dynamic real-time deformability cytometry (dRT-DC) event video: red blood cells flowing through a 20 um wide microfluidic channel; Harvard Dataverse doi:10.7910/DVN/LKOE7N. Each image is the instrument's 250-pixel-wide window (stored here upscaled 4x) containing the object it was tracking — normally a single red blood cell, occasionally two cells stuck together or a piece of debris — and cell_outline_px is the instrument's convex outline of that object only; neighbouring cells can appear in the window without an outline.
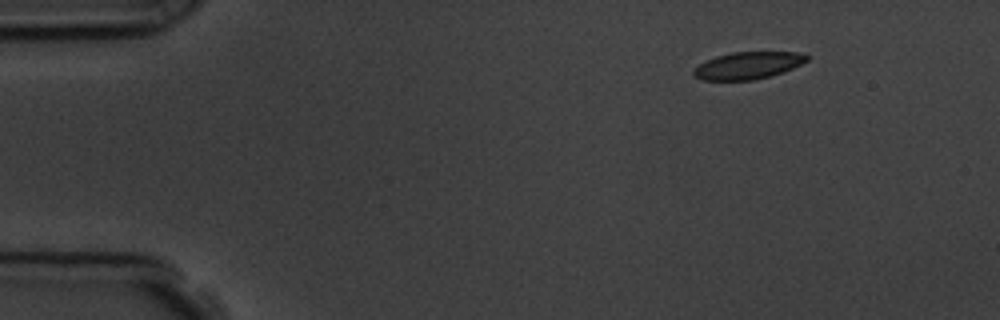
{"species": "common noctule bat (a hibernating species)", "species_latin": "Nyctalus noctula", "temperature_condition": "room temperature", "stored_images_in_passage": 51, "camera_frame_rate_fps": 3000, "um_per_image_px": 0.085, "animal": {"sex": "male", "body_mass_g": 19.5, "forearm_length_mm": 54.6}, "frame": {"image": 1, "passage_image": 1, "time_ms": 0.0, "image_size_px": [1000, 320], "cell_outline_px": [[808, 60], [784, 72], [752, 80], [704, 80], [692, 76], [692, 72], [700, 64], [716, 56], [732, 52], [796, 52], [808, 56]], "centroid_in_image_um": [63.56, 5.57], "position_along_channel_um": 21.4, "area_um2": 17.69}}
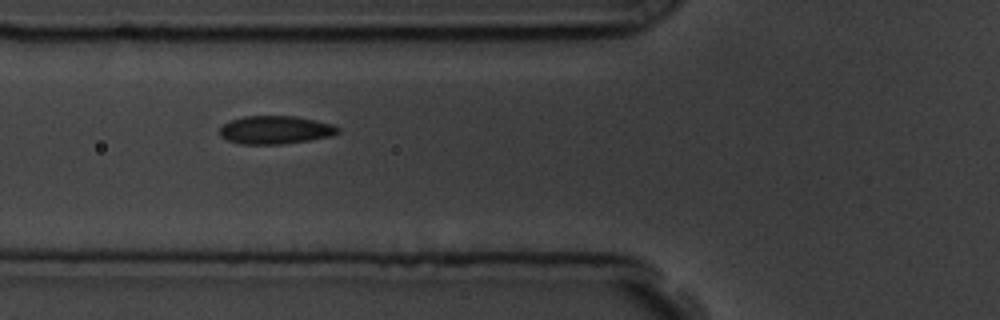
{"frame": {"image": 2, "passage_image": 15, "time_ms": 4.667, "image_size_px": [1000, 320], "cell_outline_px": [[340, 132], [332, 136], [308, 140], [280, 144], [240, 144], [228, 140], [220, 136], [220, 128], [224, 124], [232, 120], [244, 116], [296, 116], [316, 120], [332, 124], [340, 128]], "centroid_in_image_um": [23.43, 11.04], "position_along_channel_um": 102.4, "area_um2": 19.36}}
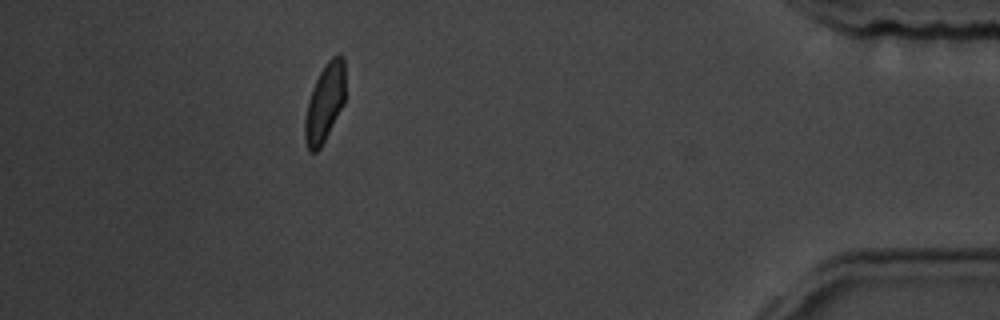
{"frame": {"image": 3, "passage_image": 45, "time_ms": 14.667, "image_size_px": [1000, 320], "cell_outline_px": [[344, 104], [320, 148], [316, 152], [308, 152], [304, 140], [304, 120], [308, 100], [312, 88], [320, 72], [328, 60], [332, 56], [340, 52], [344, 56]], "centroid_in_image_um": [27.59, 8.74], "position_along_channel_um": 407.6, "area_um2": 18.5}, "authors_computed_cell_mechanics": {"area_um2": 19.1896, "velocity_mm_per_s": 3.5748, "shape_relaxation_time_tau1_ms": 3.9098, "shape_relaxation_time_tau2_ms": 1.3104, "deformation_change_tau1": 0.1106, "deformation_change_tau2": 0.0526}}